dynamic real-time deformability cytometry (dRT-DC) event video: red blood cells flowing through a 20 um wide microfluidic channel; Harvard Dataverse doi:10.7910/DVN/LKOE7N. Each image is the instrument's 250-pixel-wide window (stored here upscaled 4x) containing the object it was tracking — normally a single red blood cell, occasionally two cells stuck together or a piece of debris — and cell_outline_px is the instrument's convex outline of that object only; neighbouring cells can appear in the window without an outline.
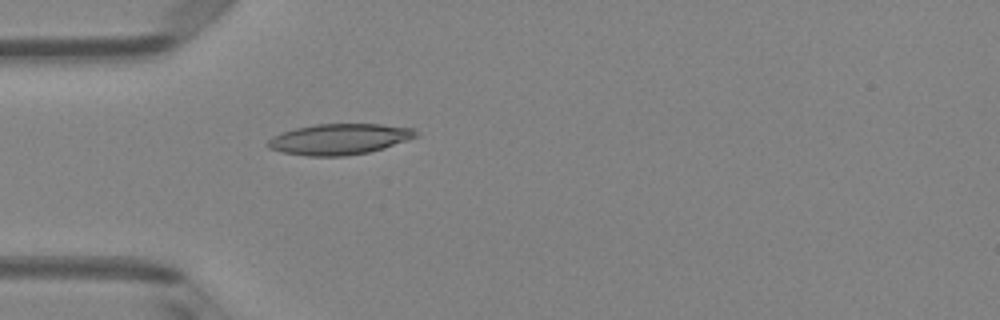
{"species": "Egyptian fruit bat (a non-hibernating species)", "species_latin": "Rousettus aegyptiacus", "temperature_condition": "room temperature", "stored_images_in_passage": 49, "camera_frame_rate_fps": 3000, "um_per_image_px": 0.085, "animal": {"sex": "female"}, "frame": {"image": 1, "passage_image": 15, "time_ms": 4.667, "image_size_px": [1000, 320], "cell_outline_px": [[416, 136], [408, 140], [384, 148], [368, 152], [344, 156], [308, 156], [284, 152], [268, 148], [268, 140], [272, 136], [280, 132], [296, 128], [316, 124], [380, 124], [416, 128]], "centroid_in_image_um": [28.85, 11.82], "position_along_channel_um": 56.2, "area_um2": 26.53}}
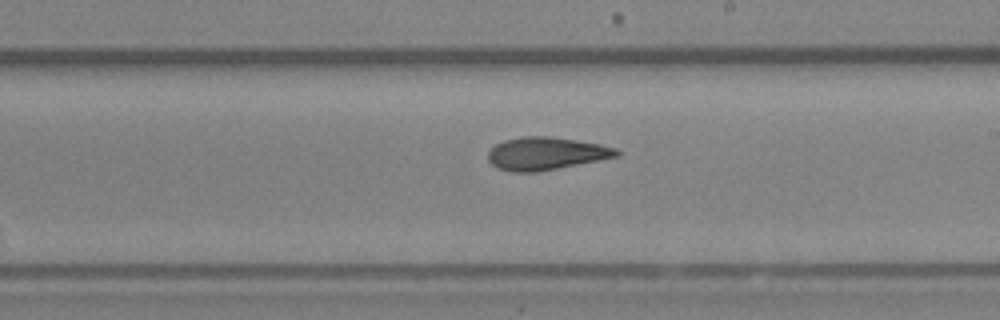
{"frame": {"image": 2, "passage_image": 29, "time_ms": 9.333, "image_size_px": [1000, 320], "cell_outline_px": [[620, 156], [600, 160], [536, 172], [512, 172], [496, 168], [488, 160], [488, 152], [496, 144], [504, 140], [524, 136], [548, 136], [576, 140], [600, 144], [616, 148], [620, 152]], "centroid_in_image_um": [46.4, 13.05], "position_along_channel_um": 242.6, "area_um2": 24.51}}
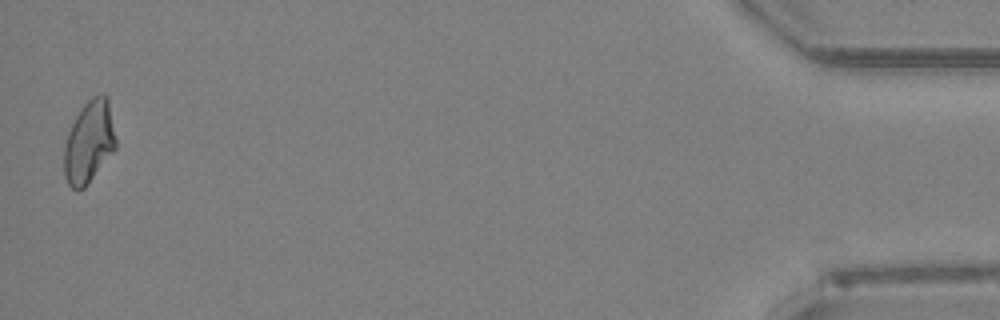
{"frame": {"image": 3, "passage_image": 49, "time_ms": 16.0, "image_size_px": [1000, 320], "cell_outline_px": [[116, 148], [84, 188], [76, 192], [68, 184], [64, 176], [64, 144], [68, 132], [76, 116], [84, 104], [92, 96], [100, 92], [108, 96], [116, 140]], "centroid_in_image_um": [7.56, 12.06], "position_along_channel_um": 427.6, "area_um2": 24.91}, "authors_computed_cell_mechanics": {"area_um2": 24.5072, "velocity_mm_per_s": 4.1155, "shape_relaxation_time_tau1_ms": 8.9564, "shape_relaxation_time_tau2_ms": 3.686, "deformation_change_tau1": 0.2125, "deformation_change_tau2": 0.1176}}